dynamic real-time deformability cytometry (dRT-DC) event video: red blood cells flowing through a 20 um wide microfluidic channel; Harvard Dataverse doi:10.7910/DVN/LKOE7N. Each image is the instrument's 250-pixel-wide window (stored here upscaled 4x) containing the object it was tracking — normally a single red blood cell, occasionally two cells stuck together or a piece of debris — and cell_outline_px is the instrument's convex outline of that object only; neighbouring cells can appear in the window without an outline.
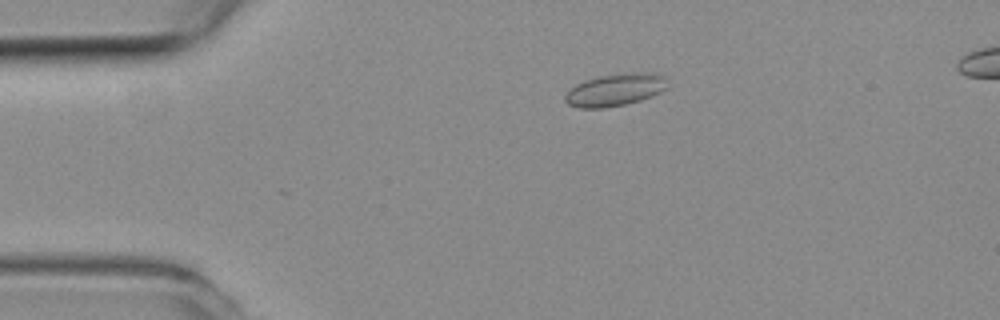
{"species": "common noctule bat (a hibernating species)", "species_latin": "Nyctalus noctula", "temperature_condition": "room temperature", "stored_images_in_passage": 44, "camera_frame_rate_fps": 3000, "um_per_image_px": 0.085, "animal": {"sex": "female", "body_mass_g": 19.3, "forearm_length_mm": 54.1}, "frame": {"image": 1, "passage_image": 2, "time_ms": 0.333, "image_size_px": [1000, 320], "cell_outline_px": [[668, 88], [660, 92], [640, 100], [624, 104], [604, 108], [580, 108], [568, 104], [564, 100], [564, 96], [576, 84], [584, 80], [600, 76], [632, 72], [656, 72], [664, 76]], "centroid_in_image_um": [52.3, 7.62], "position_along_channel_um": 32.7, "area_um2": 19.25}}
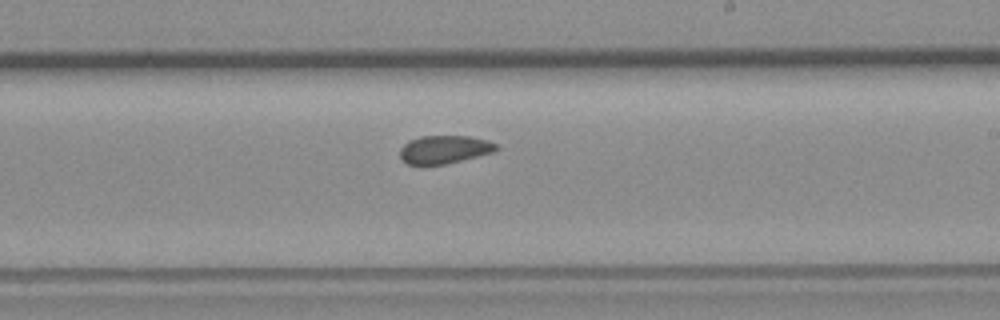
{"frame": {"image": 2, "passage_image": 22, "time_ms": 7.0, "image_size_px": [1000, 320], "cell_outline_px": [[496, 148], [492, 152], [444, 164], [408, 164], [400, 160], [400, 148], [408, 140], [420, 136], [472, 136], [488, 140], [496, 144]], "centroid_in_image_um": [37.71, 12.69], "position_along_channel_um": 251.3, "area_um2": 15.61}}
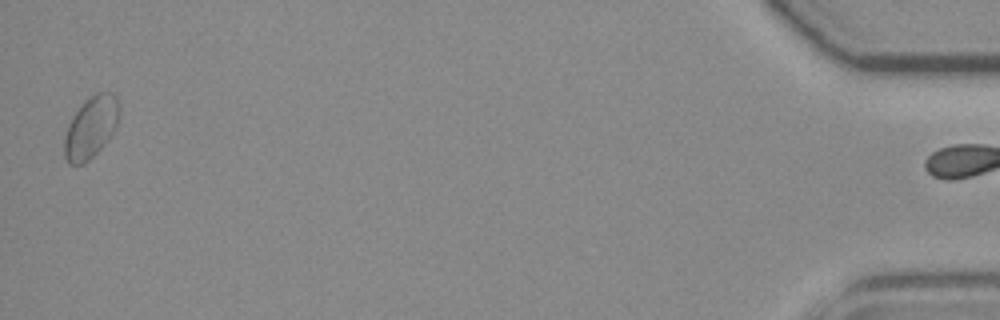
{"frame": {"image": 3, "passage_image": 43, "time_ms": 14.0, "image_size_px": [1000, 320], "cell_outline_px": [[116, 124], [112, 132], [100, 148], [84, 164], [68, 164], [64, 156], [64, 136], [68, 124], [72, 116], [84, 100], [96, 92], [112, 92], [116, 96]], "centroid_in_image_um": [7.64, 10.83], "position_along_channel_um": 427.6, "area_um2": 19.19}, "authors_computed_cell_mechanics": {"area_um2": 16.6464, "velocity_mm_per_s": 3.9254, "shape_relaxation_time_tau1_ms": null, "shape_relaxation_time_tau2_ms": 1.7292, "deformation_change_tau1": null, "deformation_change_tau2": 0.0575}}